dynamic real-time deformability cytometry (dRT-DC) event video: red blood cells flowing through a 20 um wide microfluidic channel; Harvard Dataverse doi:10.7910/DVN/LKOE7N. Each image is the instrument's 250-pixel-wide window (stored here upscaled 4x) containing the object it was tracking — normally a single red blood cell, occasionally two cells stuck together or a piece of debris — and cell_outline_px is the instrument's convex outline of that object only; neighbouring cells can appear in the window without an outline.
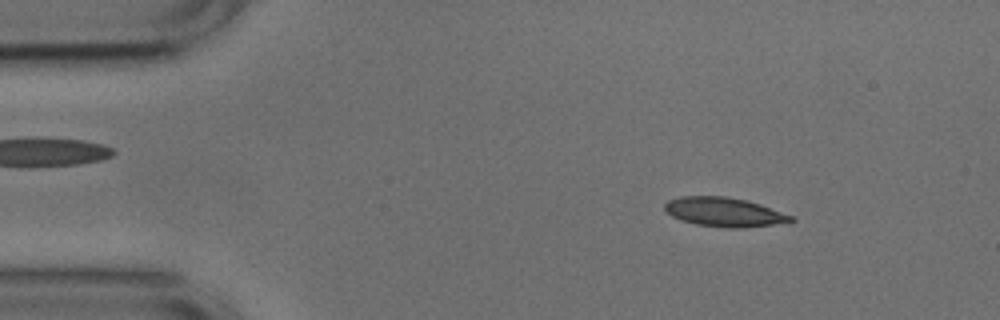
{"species": "common noctule bat (a hibernating species)", "species_latin": "Nyctalus noctula", "temperature_condition": "cold", "stored_images_in_passage": 51, "camera_frame_rate_fps": 3000, "um_per_image_px": 0.085, "animal": {"sex": "male", "body_mass_g": 17.9, "forearm_length_mm": 54.2}, "frame": {"image": 1, "passage_image": 6, "time_ms": 1.667, "image_size_px": [1000, 320], "cell_outline_px": [[796, 220], [772, 224], [744, 228], [728, 228], [696, 224], [680, 220], [672, 216], [664, 208], [664, 204], [668, 200], [680, 196], [724, 196], [748, 200], [760, 204], [792, 216]], "centroid_in_image_um": [61.52, 18.02], "position_along_channel_um": 23.5, "area_um2": 21.33}}
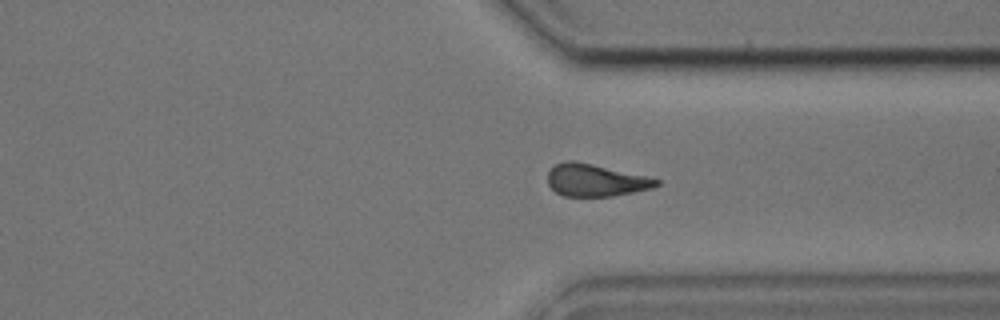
{"frame": {"image": 2, "passage_image": 38, "time_ms": 12.333, "image_size_px": [1000, 320], "cell_outline_px": [[660, 184], [652, 188], [612, 196], [564, 196], [556, 192], [548, 184], [548, 172], [556, 164], [564, 160], [576, 160], [648, 176], [660, 180]], "centroid_in_image_um": [50.62, 15.3], "position_along_channel_um": 360.8, "area_um2": 20.52}}
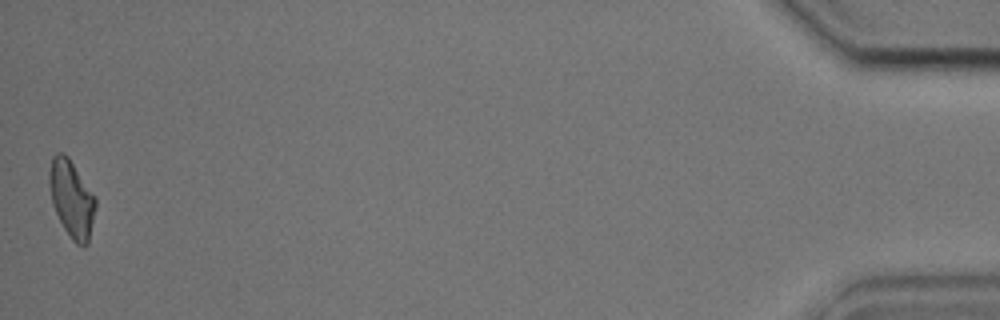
{"frame": {"image": 3, "passage_image": 51, "time_ms": 16.667, "image_size_px": [1000, 320], "cell_outline_px": [[96, 208], [88, 244], [84, 248], [76, 244], [72, 240], [64, 228], [52, 204], [48, 180], [48, 172], [52, 156], [56, 152], [64, 152], [68, 156], [96, 196]], "centroid_in_image_um": [6.09, 16.88], "position_along_channel_um": 429.1, "area_um2": 21.15}, "authors_computed_cell_mechanics": {"area_um2": 21.2126, "velocity_mm_per_s": 3.7679, "shape_relaxation_time_tau1_ms": 3.5037, "shape_relaxation_time_tau2_ms": 2.4089, "deformation_change_tau1": 0.1391, "deformation_change_tau2": 0.1079}}